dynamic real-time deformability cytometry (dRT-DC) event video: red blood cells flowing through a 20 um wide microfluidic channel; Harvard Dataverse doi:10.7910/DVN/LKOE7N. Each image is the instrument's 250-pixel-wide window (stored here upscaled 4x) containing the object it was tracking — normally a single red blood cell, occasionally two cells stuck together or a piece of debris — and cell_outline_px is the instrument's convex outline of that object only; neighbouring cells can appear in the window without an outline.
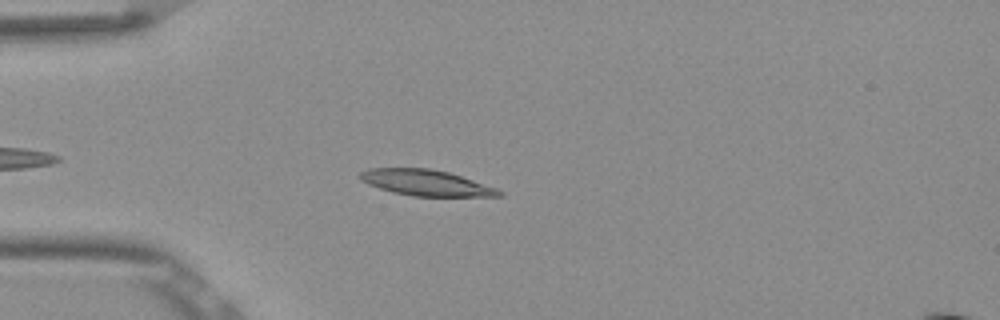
{"species": "Egyptian fruit bat (a non-hibernating species)", "species_latin": "Rousettus aegyptiacus", "temperature_condition": "room temperature", "stored_images_in_passage": 39, "camera_frame_rate_fps": 3000, "um_per_image_px": 0.085, "frame": {"image": 1, "passage_image": 6, "time_ms": 1.667, "image_size_px": [1000, 320], "cell_outline_px": [[504, 196], [412, 196], [392, 192], [368, 184], [360, 180], [360, 172], [368, 168], [428, 168], [448, 172], [496, 188], [504, 192]], "centroid_in_image_um": [36.19, 15.53], "position_along_channel_um": 48.8, "area_um2": 20.81}}
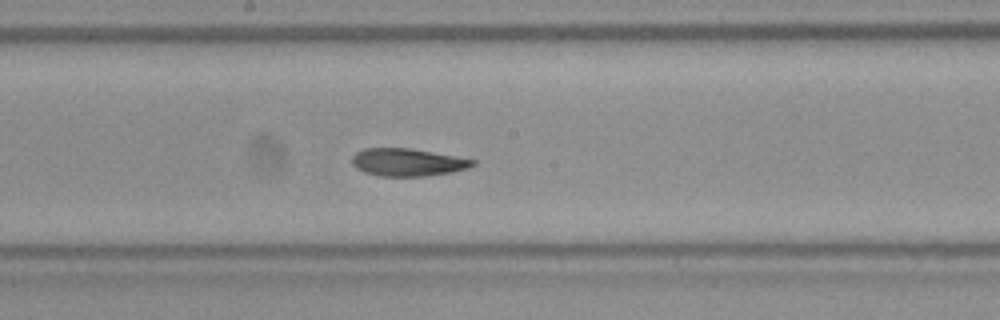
{"frame": {"image": 2, "passage_image": 20, "time_ms": 6.333, "image_size_px": [1000, 320], "cell_outline_px": [[476, 164], [468, 168], [452, 172], [428, 176], [380, 176], [364, 172], [356, 168], [352, 164], [352, 156], [356, 152], [364, 148], [412, 148], [476, 160]], "centroid_in_image_um": [34.64, 13.79], "position_along_channel_um": 213.6, "area_um2": 19.54}}
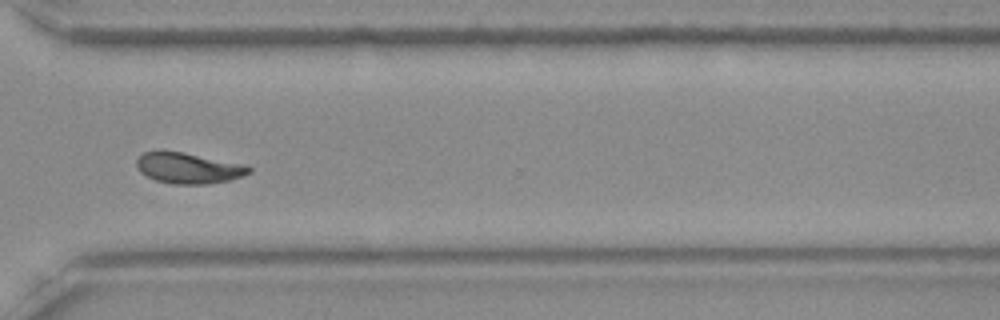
{"frame": {"image": 3, "passage_image": 31, "time_ms": 10.0, "image_size_px": [1000, 320], "cell_outline_px": [[252, 172], [244, 176], [228, 180], [208, 184], [172, 184], [156, 180], [140, 172], [136, 168], [136, 160], [144, 152], [164, 148], [248, 164], [252, 168]], "centroid_in_image_um": [16.03, 14.25], "position_along_channel_um": 354.6, "area_um2": 20.92}, "authors_computed_cell_mechanics": {"area_um2": 20.0566, "velocity_mm_per_s": 3.8545, "shape_relaxation_time_tau1_ms": null, "shape_relaxation_time_tau2_ms": 2.3639, "deformation_change_tau1": null, "deformation_change_tau2": 0.0667}}